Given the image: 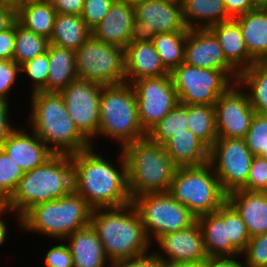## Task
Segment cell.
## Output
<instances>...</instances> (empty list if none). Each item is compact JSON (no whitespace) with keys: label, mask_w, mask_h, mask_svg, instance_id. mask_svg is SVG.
I'll return each instance as SVG.
<instances>
[{"label":"cell","mask_w":267,"mask_h":267,"mask_svg":"<svg viewBox=\"0 0 267 267\" xmlns=\"http://www.w3.org/2000/svg\"><path fill=\"white\" fill-rule=\"evenodd\" d=\"M94 149L95 147L91 146L71 155L73 191L82 196L92 209L130 204L132 198L128 189L127 165L123 151L119 148V160L113 162L104 155L97 154V148Z\"/></svg>","instance_id":"cell-1"},{"label":"cell","mask_w":267,"mask_h":267,"mask_svg":"<svg viewBox=\"0 0 267 267\" xmlns=\"http://www.w3.org/2000/svg\"><path fill=\"white\" fill-rule=\"evenodd\" d=\"M90 225L112 264L152 250L142 220L132 203L122 207L93 209Z\"/></svg>","instance_id":"cell-2"},{"label":"cell","mask_w":267,"mask_h":267,"mask_svg":"<svg viewBox=\"0 0 267 267\" xmlns=\"http://www.w3.org/2000/svg\"><path fill=\"white\" fill-rule=\"evenodd\" d=\"M30 96L26 126H30L54 154L72 155L91 147L70 118L60 92L37 91Z\"/></svg>","instance_id":"cell-3"},{"label":"cell","mask_w":267,"mask_h":267,"mask_svg":"<svg viewBox=\"0 0 267 267\" xmlns=\"http://www.w3.org/2000/svg\"><path fill=\"white\" fill-rule=\"evenodd\" d=\"M73 192L71 155L55 154L45 164L24 173L5 205L20 219L34 206Z\"/></svg>","instance_id":"cell-4"},{"label":"cell","mask_w":267,"mask_h":267,"mask_svg":"<svg viewBox=\"0 0 267 267\" xmlns=\"http://www.w3.org/2000/svg\"><path fill=\"white\" fill-rule=\"evenodd\" d=\"M121 150L126 160L131 198L145 193L168 192L178 167L162 145L145 137Z\"/></svg>","instance_id":"cell-5"},{"label":"cell","mask_w":267,"mask_h":267,"mask_svg":"<svg viewBox=\"0 0 267 267\" xmlns=\"http://www.w3.org/2000/svg\"><path fill=\"white\" fill-rule=\"evenodd\" d=\"M92 210L87 201L73 191L65 197L31 208L21 218L20 230L63 241L90 225Z\"/></svg>","instance_id":"cell-6"},{"label":"cell","mask_w":267,"mask_h":267,"mask_svg":"<svg viewBox=\"0 0 267 267\" xmlns=\"http://www.w3.org/2000/svg\"><path fill=\"white\" fill-rule=\"evenodd\" d=\"M98 136L114 140L120 149L146 137L139 122L136 94L130 83L102 87L97 139Z\"/></svg>","instance_id":"cell-7"},{"label":"cell","mask_w":267,"mask_h":267,"mask_svg":"<svg viewBox=\"0 0 267 267\" xmlns=\"http://www.w3.org/2000/svg\"><path fill=\"white\" fill-rule=\"evenodd\" d=\"M168 193L196 218L216 212L226 202V194L209 162L178 168Z\"/></svg>","instance_id":"cell-8"},{"label":"cell","mask_w":267,"mask_h":267,"mask_svg":"<svg viewBox=\"0 0 267 267\" xmlns=\"http://www.w3.org/2000/svg\"><path fill=\"white\" fill-rule=\"evenodd\" d=\"M131 203L152 246L160 236L188 228L197 221L191 211L168 192L141 194L133 197Z\"/></svg>","instance_id":"cell-9"},{"label":"cell","mask_w":267,"mask_h":267,"mask_svg":"<svg viewBox=\"0 0 267 267\" xmlns=\"http://www.w3.org/2000/svg\"><path fill=\"white\" fill-rule=\"evenodd\" d=\"M124 49L92 35L75 51L78 79L104 86L125 82Z\"/></svg>","instance_id":"cell-10"},{"label":"cell","mask_w":267,"mask_h":267,"mask_svg":"<svg viewBox=\"0 0 267 267\" xmlns=\"http://www.w3.org/2000/svg\"><path fill=\"white\" fill-rule=\"evenodd\" d=\"M180 104L214 106L234 82L220 70L190 66L185 62L171 73Z\"/></svg>","instance_id":"cell-11"},{"label":"cell","mask_w":267,"mask_h":267,"mask_svg":"<svg viewBox=\"0 0 267 267\" xmlns=\"http://www.w3.org/2000/svg\"><path fill=\"white\" fill-rule=\"evenodd\" d=\"M253 158L243 138L215 140L209 149V163L226 195L245 186Z\"/></svg>","instance_id":"cell-12"},{"label":"cell","mask_w":267,"mask_h":267,"mask_svg":"<svg viewBox=\"0 0 267 267\" xmlns=\"http://www.w3.org/2000/svg\"><path fill=\"white\" fill-rule=\"evenodd\" d=\"M103 86L96 82L77 78L60 92L74 125L95 148Z\"/></svg>","instance_id":"cell-13"},{"label":"cell","mask_w":267,"mask_h":267,"mask_svg":"<svg viewBox=\"0 0 267 267\" xmlns=\"http://www.w3.org/2000/svg\"><path fill=\"white\" fill-rule=\"evenodd\" d=\"M130 42H152L157 33L188 32L182 5L158 0H143L134 6Z\"/></svg>","instance_id":"cell-14"},{"label":"cell","mask_w":267,"mask_h":267,"mask_svg":"<svg viewBox=\"0 0 267 267\" xmlns=\"http://www.w3.org/2000/svg\"><path fill=\"white\" fill-rule=\"evenodd\" d=\"M131 85L137 98L139 122L146 133L179 103L171 74L141 78Z\"/></svg>","instance_id":"cell-15"},{"label":"cell","mask_w":267,"mask_h":267,"mask_svg":"<svg viewBox=\"0 0 267 267\" xmlns=\"http://www.w3.org/2000/svg\"><path fill=\"white\" fill-rule=\"evenodd\" d=\"M218 138H245L255 111L247 92L232 84L214 104Z\"/></svg>","instance_id":"cell-16"},{"label":"cell","mask_w":267,"mask_h":267,"mask_svg":"<svg viewBox=\"0 0 267 267\" xmlns=\"http://www.w3.org/2000/svg\"><path fill=\"white\" fill-rule=\"evenodd\" d=\"M184 62L198 68L223 71L234 83L238 81L239 72L226 60L218 39L209 28L188 30Z\"/></svg>","instance_id":"cell-17"},{"label":"cell","mask_w":267,"mask_h":267,"mask_svg":"<svg viewBox=\"0 0 267 267\" xmlns=\"http://www.w3.org/2000/svg\"><path fill=\"white\" fill-rule=\"evenodd\" d=\"M153 244L158 246L153 252L163 263L201 262L209 258L197 221L188 228L160 236Z\"/></svg>","instance_id":"cell-18"},{"label":"cell","mask_w":267,"mask_h":267,"mask_svg":"<svg viewBox=\"0 0 267 267\" xmlns=\"http://www.w3.org/2000/svg\"><path fill=\"white\" fill-rule=\"evenodd\" d=\"M27 129L24 125L23 127H17L10 134L2 147V150L5 151L24 172H28L45 164L55 155L41 138L30 128Z\"/></svg>","instance_id":"cell-19"},{"label":"cell","mask_w":267,"mask_h":267,"mask_svg":"<svg viewBox=\"0 0 267 267\" xmlns=\"http://www.w3.org/2000/svg\"><path fill=\"white\" fill-rule=\"evenodd\" d=\"M134 19L133 5L114 1L103 20L91 30V35L97 40L125 49L130 43Z\"/></svg>","instance_id":"cell-20"},{"label":"cell","mask_w":267,"mask_h":267,"mask_svg":"<svg viewBox=\"0 0 267 267\" xmlns=\"http://www.w3.org/2000/svg\"><path fill=\"white\" fill-rule=\"evenodd\" d=\"M209 258H237L241 252L227 241V201L214 213L197 218Z\"/></svg>","instance_id":"cell-21"},{"label":"cell","mask_w":267,"mask_h":267,"mask_svg":"<svg viewBox=\"0 0 267 267\" xmlns=\"http://www.w3.org/2000/svg\"><path fill=\"white\" fill-rule=\"evenodd\" d=\"M125 83L141 78L162 77L170 72L164 67L152 42H130L124 49Z\"/></svg>","instance_id":"cell-22"},{"label":"cell","mask_w":267,"mask_h":267,"mask_svg":"<svg viewBox=\"0 0 267 267\" xmlns=\"http://www.w3.org/2000/svg\"><path fill=\"white\" fill-rule=\"evenodd\" d=\"M226 201L241 216L251 238L267 232V192L235 190Z\"/></svg>","instance_id":"cell-23"},{"label":"cell","mask_w":267,"mask_h":267,"mask_svg":"<svg viewBox=\"0 0 267 267\" xmlns=\"http://www.w3.org/2000/svg\"><path fill=\"white\" fill-rule=\"evenodd\" d=\"M64 241L72 254L73 267H112L91 225L77 230Z\"/></svg>","instance_id":"cell-24"},{"label":"cell","mask_w":267,"mask_h":267,"mask_svg":"<svg viewBox=\"0 0 267 267\" xmlns=\"http://www.w3.org/2000/svg\"><path fill=\"white\" fill-rule=\"evenodd\" d=\"M233 19L241 29L248 54L256 62H267V6H257Z\"/></svg>","instance_id":"cell-25"},{"label":"cell","mask_w":267,"mask_h":267,"mask_svg":"<svg viewBox=\"0 0 267 267\" xmlns=\"http://www.w3.org/2000/svg\"><path fill=\"white\" fill-rule=\"evenodd\" d=\"M221 45L226 60L239 72L256 61L248 54L241 29L232 18L209 27Z\"/></svg>","instance_id":"cell-26"},{"label":"cell","mask_w":267,"mask_h":267,"mask_svg":"<svg viewBox=\"0 0 267 267\" xmlns=\"http://www.w3.org/2000/svg\"><path fill=\"white\" fill-rule=\"evenodd\" d=\"M162 146L178 168L196 167L209 162V148L188 129L175 134Z\"/></svg>","instance_id":"cell-27"},{"label":"cell","mask_w":267,"mask_h":267,"mask_svg":"<svg viewBox=\"0 0 267 267\" xmlns=\"http://www.w3.org/2000/svg\"><path fill=\"white\" fill-rule=\"evenodd\" d=\"M47 52L49 57L47 92H61L78 78L75 51L49 44Z\"/></svg>","instance_id":"cell-28"},{"label":"cell","mask_w":267,"mask_h":267,"mask_svg":"<svg viewBox=\"0 0 267 267\" xmlns=\"http://www.w3.org/2000/svg\"><path fill=\"white\" fill-rule=\"evenodd\" d=\"M182 11L188 29L209 28L232 19L223 0H183Z\"/></svg>","instance_id":"cell-29"},{"label":"cell","mask_w":267,"mask_h":267,"mask_svg":"<svg viewBox=\"0 0 267 267\" xmlns=\"http://www.w3.org/2000/svg\"><path fill=\"white\" fill-rule=\"evenodd\" d=\"M56 15L49 0H29L17 11V22L27 30L50 39Z\"/></svg>","instance_id":"cell-30"},{"label":"cell","mask_w":267,"mask_h":267,"mask_svg":"<svg viewBox=\"0 0 267 267\" xmlns=\"http://www.w3.org/2000/svg\"><path fill=\"white\" fill-rule=\"evenodd\" d=\"M91 35L79 15L57 13L50 44L76 51Z\"/></svg>","instance_id":"cell-31"},{"label":"cell","mask_w":267,"mask_h":267,"mask_svg":"<svg viewBox=\"0 0 267 267\" xmlns=\"http://www.w3.org/2000/svg\"><path fill=\"white\" fill-rule=\"evenodd\" d=\"M237 82L247 92L255 113L267 115V62H256L243 70Z\"/></svg>","instance_id":"cell-32"},{"label":"cell","mask_w":267,"mask_h":267,"mask_svg":"<svg viewBox=\"0 0 267 267\" xmlns=\"http://www.w3.org/2000/svg\"><path fill=\"white\" fill-rule=\"evenodd\" d=\"M187 32L157 33L152 43L164 67L171 73L184 63Z\"/></svg>","instance_id":"cell-33"},{"label":"cell","mask_w":267,"mask_h":267,"mask_svg":"<svg viewBox=\"0 0 267 267\" xmlns=\"http://www.w3.org/2000/svg\"><path fill=\"white\" fill-rule=\"evenodd\" d=\"M187 127L210 149L218 138L214 106L188 105Z\"/></svg>","instance_id":"cell-34"},{"label":"cell","mask_w":267,"mask_h":267,"mask_svg":"<svg viewBox=\"0 0 267 267\" xmlns=\"http://www.w3.org/2000/svg\"><path fill=\"white\" fill-rule=\"evenodd\" d=\"M50 42L47 37L27 30L15 22V45L13 60L21 66L38 55L47 52Z\"/></svg>","instance_id":"cell-35"},{"label":"cell","mask_w":267,"mask_h":267,"mask_svg":"<svg viewBox=\"0 0 267 267\" xmlns=\"http://www.w3.org/2000/svg\"><path fill=\"white\" fill-rule=\"evenodd\" d=\"M188 105L178 103L162 120L146 133V137L162 145L166 140L188 129Z\"/></svg>","instance_id":"cell-36"},{"label":"cell","mask_w":267,"mask_h":267,"mask_svg":"<svg viewBox=\"0 0 267 267\" xmlns=\"http://www.w3.org/2000/svg\"><path fill=\"white\" fill-rule=\"evenodd\" d=\"M24 171L0 149V198L7 201L14 193Z\"/></svg>","instance_id":"cell-37"},{"label":"cell","mask_w":267,"mask_h":267,"mask_svg":"<svg viewBox=\"0 0 267 267\" xmlns=\"http://www.w3.org/2000/svg\"><path fill=\"white\" fill-rule=\"evenodd\" d=\"M21 77L26 75L29 78L31 93L47 91V78L49 74L48 52L38 55L20 66ZM23 73V75H22ZM32 83V84H31Z\"/></svg>","instance_id":"cell-38"},{"label":"cell","mask_w":267,"mask_h":267,"mask_svg":"<svg viewBox=\"0 0 267 267\" xmlns=\"http://www.w3.org/2000/svg\"><path fill=\"white\" fill-rule=\"evenodd\" d=\"M244 139L254 156L267 158V115L255 113Z\"/></svg>","instance_id":"cell-39"},{"label":"cell","mask_w":267,"mask_h":267,"mask_svg":"<svg viewBox=\"0 0 267 267\" xmlns=\"http://www.w3.org/2000/svg\"><path fill=\"white\" fill-rule=\"evenodd\" d=\"M251 239L241 216L227 202V241L242 253Z\"/></svg>","instance_id":"cell-40"},{"label":"cell","mask_w":267,"mask_h":267,"mask_svg":"<svg viewBox=\"0 0 267 267\" xmlns=\"http://www.w3.org/2000/svg\"><path fill=\"white\" fill-rule=\"evenodd\" d=\"M241 257L248 267H267V232L252 237Z\"/></svg>","instance_id":"cell-41"},{"label":"cell","mask_w":267,"mask_h":267,"mask_svg":"<svg viewBox=\"0 0 267 267\" xmlns=\"http://www.w3.org/2000/svg\"><path fill=\"white\" fill-rule=\"evenodd\" d=\"M20 73V66L14 60H0V101L10 102L9 95Z\"/></svg>","instance_id":"cell-42"},{"label":"cell","mask_w":267,"mask_h":267,"mask_svg":"<svg viewBox=\"0 0 267 267\" xmlns=\"http://www.w3.org/2000/svg\"><path fill=\"white\" fill-rule=\"evenodd\" d=\"M242 189L267 192V158L254 156L247 182Z\"/></svg>","instance_id":"cell-43"},{"label":"cell","mask_w":267,"mask_h":267,"mask_svg":"<svg viewBox=\"0 0 267 267\" xmlns=\"http://www.w3.org/2000/svg\"><path fill=\"white\" fill-rule=\"evenodd\" d=\"M115 0H85L81 14L86 26L92 30L105 17Z\"/></svg>","instance_id":"cell-44"},{"label":"cell","mask_w":267,"mask_h":267,"mask_svg":"<svg viewBox=\"0 0 267 267\" xmlns=\"http://www.w3.org/2000/svg\"><path fill=\"white\" fill-rule=\"evenodd\" d=\"M57 243L46 251L43 267H73V257L67 244L64 240Z\"/></svg>","instance_id":"cell-45"},{"label":"cell","mask_w":267,"mask_h":267,"mask_svg":"<svg viewBox=\"0 0 267 267\" xmlns=\"http://www.w3.org/2000/svg\"><path fill=\"white\" fill-rule=\"evenodd\" d=\"M163 261L153 252L134 257L131 259L122 260L112 264V267H163Z\"/></svg>","instance_id":"cell-46"},{"label":"cell","mask_w":267,"mask_h":267,"mask_svg":"<svg viewBox=\"0 0 267 267\" xmlns=\"http://www.w3.org/2000/svg\"><path fill=\"white\" fill-rule=\"evenodd\" d=\"M10 102L0 101V149L7 141L10 134L18 127L11 123V105ZM12 124V125H11Z\"/></svg>","instance_id":"cell-47"},{"label":"cell","mask_w":267,"mask_h":267,"mask_svg":"<svg viewBox=\"0 0 267 267\" xmlns=\"http://www.w3.org/2000/svg\"><path fill=\"white\" fill-rule=\"evenodd\" d=\"M15 45V23L0 32V60H13Z\"/></svg>","instance_id":"cell-48"},{"label":"cell","mask_w":267,"mask_h":267,"mask_svg":"<svg viewBox=\"0 0 267 267\" xmlns=\"http://www.w3.org/2000/svg\"><path fill=\"white\" fill-rule=\"evenodd\" d=\"M227 13L231 18L246 14L258 5L254 0H223Z\"/></svg>","instance_id":"cell-49"},{"label":"cell","mask_w":267,"mask_h":267,"mask_svg":"<svg viewBox=\"0 0 267 267\" xmlns=\"http://www.w3.org/2000/svg\"><path fill=\"white\" fill-rule=\"evenodd\" d=\"M57 13L81 16L85 0H49Z\"/></svg>","instance_id":"cell-50"},{"label":"cell","mask_w":267,"mask_h":267,"mask_svg":"<svg viewBox=\"0 0 267 267\" xmlns=\"http://www.w3.org/2000/svg\"><path fill=\"white\" fill-rule=\"evenodd\" d=\"M9 213V214H8ZM14 215V219L16 218V224L18 223V226L19 228H21V219L19 217V215L14 212L11 208H9L8 206H4L1 210H0V246L2 247L3 245H5V242H7V238H9L8 236V233L10 231H8V225L7 222L4 220V217L3 216H6V215ZM16 216V217H15ZM18 221V222H17Z\"/></svg>","instance_id":"cell-51"},{"label":"cell","mask_w":267,"mask_h":267,"mask_svg":"<svg viewBox=\"0 0 267 267\" xmlns=\"http://www.w3.org/2000/svg\"><path fill=\"white\" fill-rule=\"evenodd\" d=\"M241 256L237 258H208L206 260V267H248L246 263L242 262Z\"/></svg>","instance_id":"cell-52"},{"label":"cell","mask_w":267,"mask_h":267,"mask_svg":"<svg viewBox=\"0 0 267 267\" xmlns=\"http://www.w3.org/2000/svg\"><path fill=\"white\" fill-rule=\"evenodd\" d=\"M17 21V11L12 7L0 5V32L10 28Z\"/></svg>","instance_id":"cell-53"},{"label":"cell","mask_w":267,"mask_h":267,"mask_svg":"<svg viewBox=\"0 0 267 267\" xmlns=\"http://www.w3.org/2000/svg\"><path fill=\"white\" fill-rule=\"evenodd\" d=\"M163 267H206V261L164 263Z\"/></svg>","instance_id":"cell-54"},{"label":"cell","mask_w":267,"mask_h":267,"mask_svg":"<svg viewBox=\"0 0 267 267\" xmlns=\"http://www.w3.org/2000/svg\"><path fill=\"white\" fill-rule=\"evenodd\" d=\"M29 0H0V5L12 7L16 11H18L21 7H23Z\"/></svg>","instance_id":"cell-55"},{"label":"cell","mask_w":267,"mask_h":267,"mask_svg":"<svg viewBox=\"0 0 267 267\" xmlns=\"http://www.w3.org/2000/svg\"><path fill=\"white\" fill-rule=\"evenodd\" d=\"M116 2H121V3H128L133 6H135L137 3H140L143 0H115Z\"/></svg>","instance_id":"cell-56"},{"label":"cell","mask_w":267,"mask_h":267,"mask_svg":"<svg viewBox=\"0 0 267 267\" xmlns=\"http://www.w3.org/2000/svg\"><path fill=\"white\" fill-rule=\"evenodd\" d=\"M158 1L176 4V5H182V3H183V0H158Z\"/></svg>","instance_id":"cell-57"},{"label":"cell","mask_w":267,"mask_h":267,"mask_svg":"<svg viewBox=\"0 0 267 267\" xmlns=\"http://www.w3.org/2000/svg\"><path fill=\"white\" fill-rule=\"evenodd\" d=\"M258 6H267V0H254Z\"/></svg>","instance_id":"cell-58"},{"label":"cell","mask_w":267,"mask_h":267,"mask_svg":"<svg viewBox=\"0 0 267 267\" xmlns=\"http://www.w3.org/2000/svg\"><path fill=\"white\" fill-rule=\"evenodd\" d=\"M5 206V201L0 198V210Z\"/></svg>","instance_id":"cell-59"}]
</instances>
